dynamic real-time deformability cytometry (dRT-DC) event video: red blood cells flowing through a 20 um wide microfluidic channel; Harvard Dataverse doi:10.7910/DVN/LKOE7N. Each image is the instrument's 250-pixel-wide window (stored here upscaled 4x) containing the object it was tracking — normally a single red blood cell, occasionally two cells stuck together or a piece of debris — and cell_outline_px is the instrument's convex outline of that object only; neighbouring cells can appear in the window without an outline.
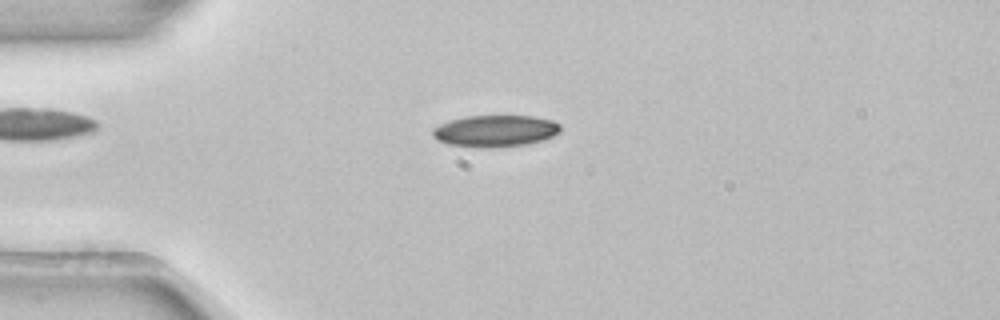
{"species": "common noctule bat (a hibernating species)", "species_latin": "Nyctalus noctula", "temperature_condition": "room temperature", "stored_images_in_passage": 53, "camera_frame_rate_fps": 3000, "um_per_image_px": 0.085, "animal": {"sex": "female", "body_mass_g": 22.7, "forearm_length_mm": 54.2}, "frame": {"image": 1, "passage_image": 13, "time_ms": 4.0, "image_size_px": [1000, 320], "cell_outline_px": [[560, 132], [544, 140], [528, 144], [484, 148], [476, 148], [448, 144], [436, 140], [432, 136], [432, 128], [448, 120], [464, 116], [532, 116], [552, 120], [560, 124]], "centroid_in_image_um": [42.06, 11.13], "position_along_channel_um": 42.9, "area_um2": 23.87}}
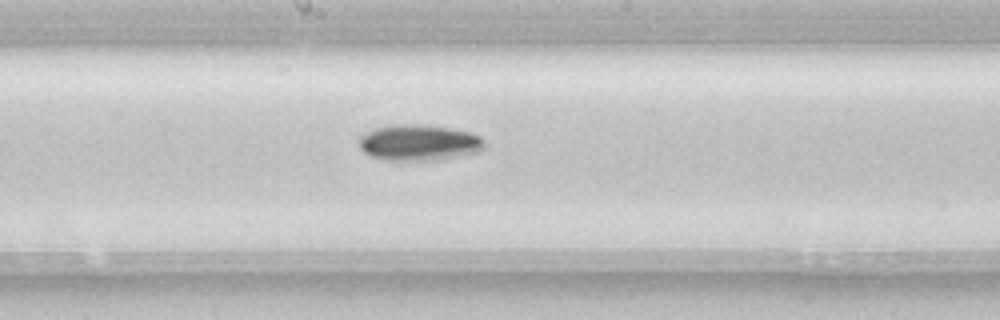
{"frame": {"image": 2, "passage_image": 28, "time_ms": 9.0, "image_size_px": [1000, 320], "cell_outline_px": [[484, 148], [476, 152], [436, 160], [388, 160], [372, 156], [364, 152], [360, 148], [360, 136], [376, 128], [404, 124], [416, 124], [448, 128], [468, 132], [480, 136], [484, 144]], "centroid_in_image_um": [35.6, 12.13], "position_along_channel_um": 212.6, "area_um2": 25.66}}
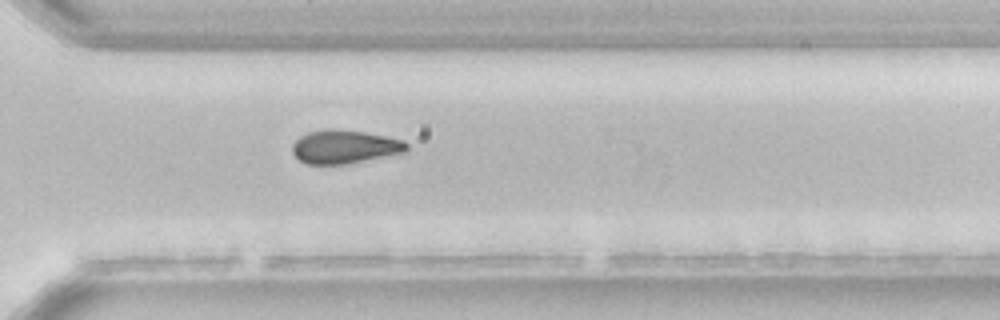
{"frame": {"image": 3, "passage_image": 38, "time_ms": 12.333, "image_size_px": [1000, 320], "cell_outline_px": [[408, 148], [404, 152], [348, 164], [308, 164], [300, 160], [292, 152], [292, 144], [300, 136], [308, 132], [324, 128], [332, 128], [364, 132], [388, 136], [404, 140], [408, 144]], "centroid_in_image_um": [29.29, 12.46], "position_along_channel_um": 341.3, "area_um2": 22.43}, "authors_computed_cell_mechanics": {"area_um2": 23.12, "velocity_mm_per_s": 3.8765, "shape_relaxation_time_tau1_ms": 2.7666, "shape_relaxation_time_tau2_ms": null, "deformation_change_tau1": 0.071, "deformation_change_tau2": null}}